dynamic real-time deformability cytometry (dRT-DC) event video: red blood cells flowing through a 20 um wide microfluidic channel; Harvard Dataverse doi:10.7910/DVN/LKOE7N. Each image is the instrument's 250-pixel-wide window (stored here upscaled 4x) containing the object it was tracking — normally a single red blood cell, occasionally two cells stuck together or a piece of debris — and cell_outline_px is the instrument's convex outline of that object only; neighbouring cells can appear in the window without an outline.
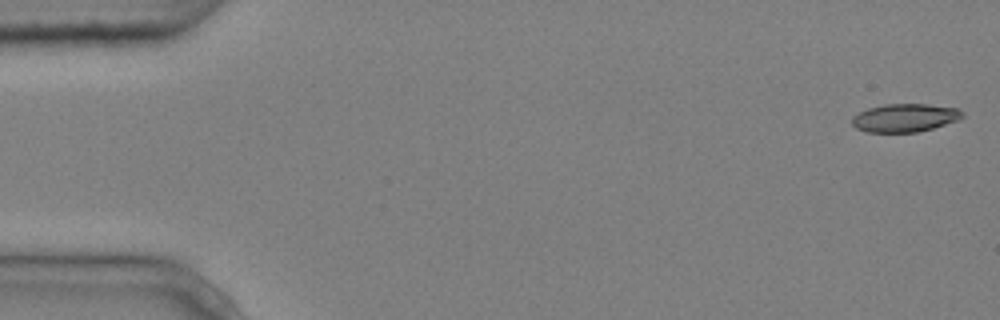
{"species": "common noctule bat (a hibernating species)", "species_latin": "Nyctalus noctula", "temperature_condition": "cold", "stored_images_in_passage": 5, "camera_frame_rate_fps": 3000, "um_per_image_px": 0.085, "animal": {"sex": "male", "body_mass_g": 20.4}, "frame": {"image": 1, "passage_image": 1, "time_ms": 0.0, "image_size_px": [1000, 320], "cell_outline_px": [[964, 116], [960, 120], [932, 128], [916, 132], [864, 132], [856, 128], [852, 124], [852, 116], [868, 108], [884, 104], [928, 104], [956, 108], [964, 112]], "centroid_in_image_um": [76.92, 10.01], "position_along_channel_um": 8.1, "area_um2": 18.21}}
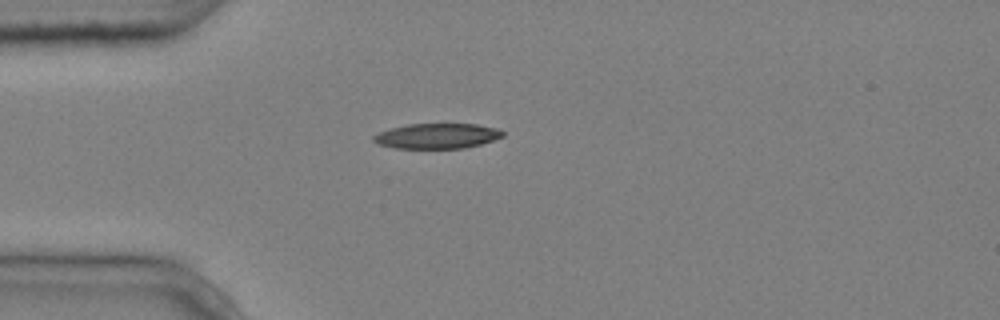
{"frame": {"image": 2, "passage_image": 4, "time_ms": 1.0, "image_size_px": [1000, 320], "cell_outline_px": [[504, 136], [480, 144], [464, 148], [396, 148], [380, 144], [372, 140], [372, 136], [380, 132], [392, 128], [408, 124], [476, 124], [496, 128], [504, 132]], "centroid_in_image_um": [37.16, 11.55], "position_along_channel_um": 47.8, "area_um2": 18.73}}